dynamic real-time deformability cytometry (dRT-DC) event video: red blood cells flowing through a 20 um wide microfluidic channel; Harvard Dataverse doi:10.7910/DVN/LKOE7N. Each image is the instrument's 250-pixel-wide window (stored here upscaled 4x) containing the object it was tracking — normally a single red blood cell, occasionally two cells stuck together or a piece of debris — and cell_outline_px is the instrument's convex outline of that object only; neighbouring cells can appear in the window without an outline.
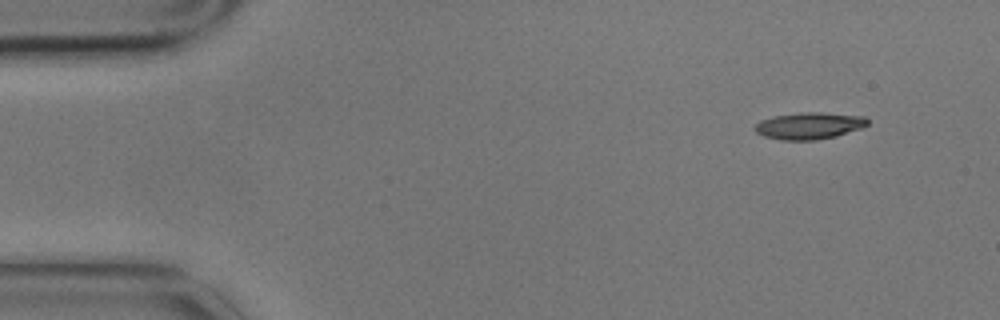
{"species": "common noctule bat (a hibernating species)", "species_latin": "Nyctalus noctula", "temperature_condition": "cold", "stored_images_in_passage": 4, "camera_frame_rate_fps": 3000, "um_per_image_px": 0.085, "animal": {"sex": "male", "body_mass_g": 17.9}, "frame": {"image": 1, "passage_image": 1, "time_ms": 0.0, "image_size_px": [1000, 320], "cell_outline_px": [[868, 124], [864, 128], [836, 136], [816, 140], [780, 140], [764, 136], [756, 132], [756, 124], [760, 120], [776, 116], [800, 112], [820, 112], [864, 116], [868, 120]], "centroid_in_image_um": [68.82, 10.69], "position_along_channel_um": 16.2, "area_um2": 17.63}}
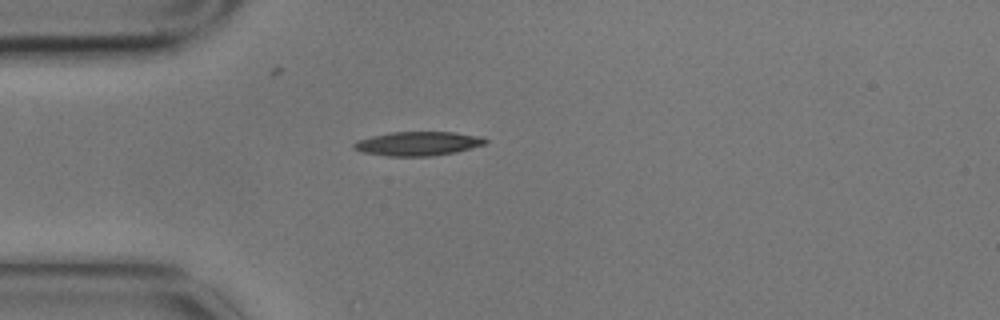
{"frame": {"image": 2, "passage_image": 4, "time_ms": 1.0, "image_size_px": [1000, 320], "cell_outline_px": [[488, 140], [484, 144], [456, 152], [432, 156], [388, 156], [364, 152], [352, 148], [352, 144], [360, 140], [372, 136], [392, 132], [452, 132], [484, 136]], "centroid_in_image_um": [35.56, 12.2], "position_along_channel_um": 49.4, "area_um2": 18.32}}